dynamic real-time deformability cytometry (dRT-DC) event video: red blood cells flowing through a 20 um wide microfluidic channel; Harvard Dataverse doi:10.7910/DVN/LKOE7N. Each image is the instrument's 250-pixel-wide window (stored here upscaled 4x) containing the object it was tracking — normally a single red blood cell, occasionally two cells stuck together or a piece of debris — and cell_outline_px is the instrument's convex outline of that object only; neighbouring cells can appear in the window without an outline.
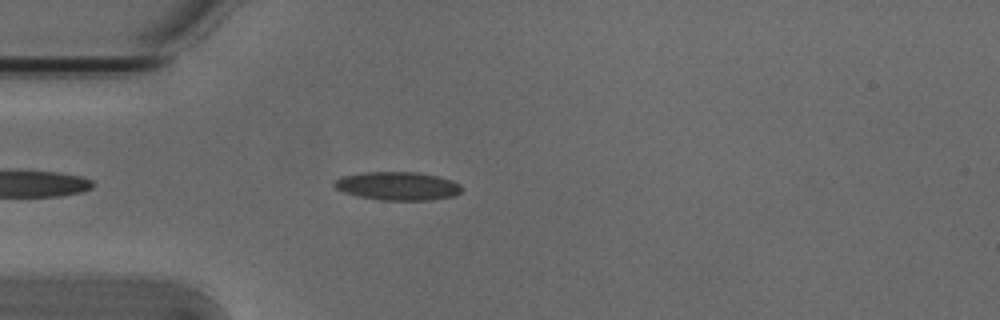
{"species": "Egyptian fruit bat (a non-hibernating species)", "species_latin": "Rousettus aegyptiacus", "temperature_condition": "cold", "stored_images_in_passage": 43, "camera_frame_rate_fps": 3000, "um_per_image_px": 0.085, "animal": {"sex": "male"}, "frame": {"image": 1, "passage_image": 4, "time_ms": 1.0, "image_size_px": [1000, 320], "cell_outline_px": [[464, 188], [460, 192], [452, 196], [428, 200], [380, 200], [356, 196], [344, 192], [336, 188], [332, 184], [336, 180], [344, 176], [364, 172], [416, 172], [436, 176], [452, 180], [460, 184]], "centroid_in_image_um": [33.8, 15.81], "position_along_channel_um": 51.2, "area_um2": 20.98}}
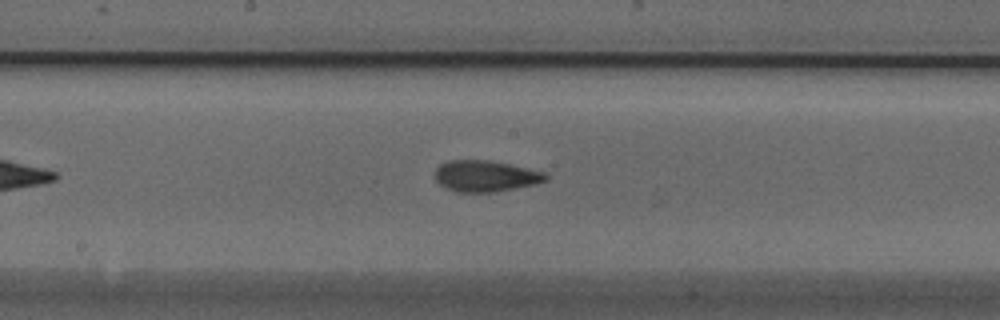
{"frame": {"image": 2, "passage_image": 17, "time_ms": 5.333, "image_size_px": [1000, 320], "cell_outline_px": [[548, 180], [536, 184], [496, 192], [456, 192], [444, 188], [436, 180], [436, 168], [440, 164], [448, 160], [488, 160], [508, 164], [544, 172], [548, 176]], "centroid_in_image_um": [41.26, 14.97], "position_along_channel_um": 206.9, "area_um2": 20.17}}
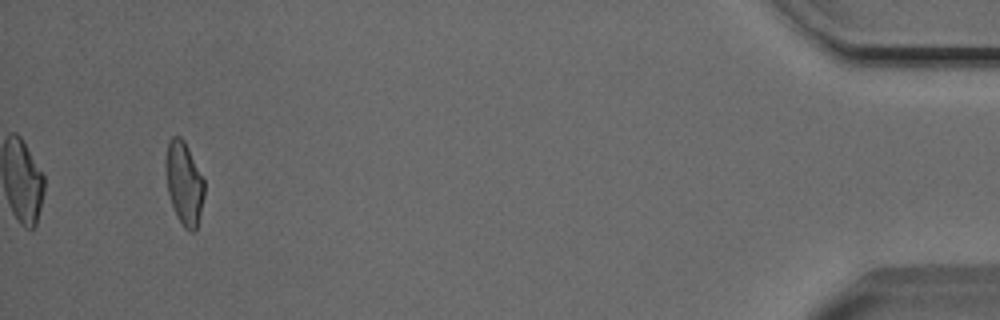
{"frame": {"image": 3, "passage_image": 40, "time_ms": 13.0, "image_size_px": [1000, 320], "cell_outline_px": [[204, 196], [200, 216], [196, 232], [188, 232], [184, 228], [176, 216], [168, 192], [164, 168], [164, 160], [168, 140], [172, 136], [180, 136], [184, 140], [204, 180]], "centroid_in_image_um": [15.63, 15.59], "position_along_channel_um": 419.6, "area_um2": 19.02}, "authors_computed_cell_mechanics": {"area_um2": 19.3052, "velocity_mm_per_s": 3.8173, "shape_relaxation_time_tau1_ms": 4.0047, "shape_relaxation_time_tau2_ms": 1.9843, "deformation_change_tau1": 0.1482, "deformation_change_tau2": 0.0974}}